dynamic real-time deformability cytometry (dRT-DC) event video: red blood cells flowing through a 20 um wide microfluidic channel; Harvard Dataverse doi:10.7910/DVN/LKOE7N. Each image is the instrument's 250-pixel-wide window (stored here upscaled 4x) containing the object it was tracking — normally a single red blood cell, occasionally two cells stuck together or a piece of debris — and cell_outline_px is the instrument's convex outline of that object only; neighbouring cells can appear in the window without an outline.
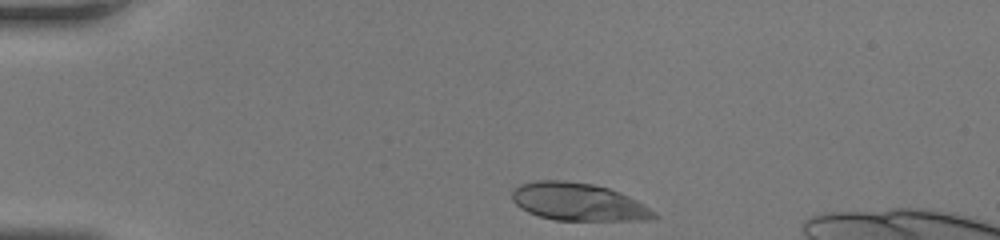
{"species": "human", "species_latin": "Homo sapiens", "temperature_condition": "room temperature", "stored_images_in_passage": 31, "camera_frame_rate_fps": 3000, "um_per_image_px": 0.085, "donor": {"sex": "female"}, "frame": {"image": 1, "passage_image": 1, "time_ms": 0.0, "image_size_px": [1000, 240], "cell_outline_px": [[656, 216], [648, 220], [556, 220], [540, 216], [528, 212], [520, 208], [512, 200], [512, 192], [520, 184], [536, 180], [564, 180], [592, 184], [608, 188], [620, 192], [636, 200], [656, 212]], "centroid_in_image_um": [49.13, 17.15], "position_along_channel_um": 35.9, "area_um2": 30.98}}
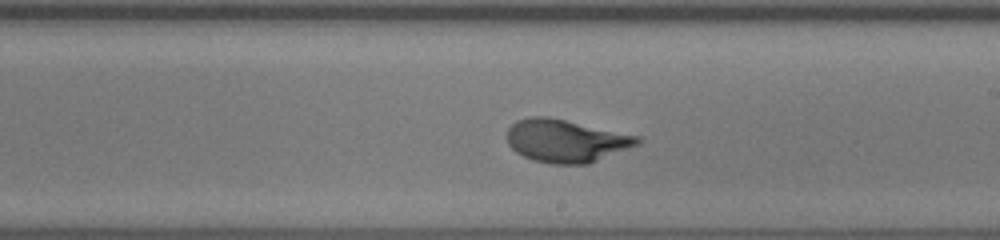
{"frame": {"image": 2, "passage_image": 19, "time_ms": 6.0, "image_size_px": [1000, 240], "cell_outline_px": [[644, 140], [640, 144], [588, 164], [552, 164], [532, 160], [516, 152], [508, 144], [504, 136], [508, 128], [516, 120], [528, 116], [548, 116], [640, 136]], "centroid_in_image_um": [48.09, 11.96], "position_along_channel_um": 240.9, "area_um2": 32.95}}
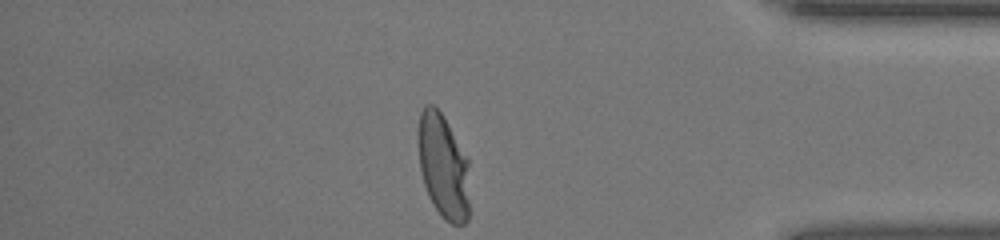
{"frame": {"image": 3, "passage_image": 31, "time_ms": 10.0, "image_size_px": [1000, 240], "cell_outline_px": [[468, 220], [464, 224], [452, 224], [444, 220], [440, 216], [428, 196], [424, 184], [420, 168], [420, 112], [424, 104], [432, 104], [444, 116], [468, 156]], "centroid_in_image_um": [37.71, 14.15], "position_along_channel_um": 397.5, "area_um2": 31.15}}